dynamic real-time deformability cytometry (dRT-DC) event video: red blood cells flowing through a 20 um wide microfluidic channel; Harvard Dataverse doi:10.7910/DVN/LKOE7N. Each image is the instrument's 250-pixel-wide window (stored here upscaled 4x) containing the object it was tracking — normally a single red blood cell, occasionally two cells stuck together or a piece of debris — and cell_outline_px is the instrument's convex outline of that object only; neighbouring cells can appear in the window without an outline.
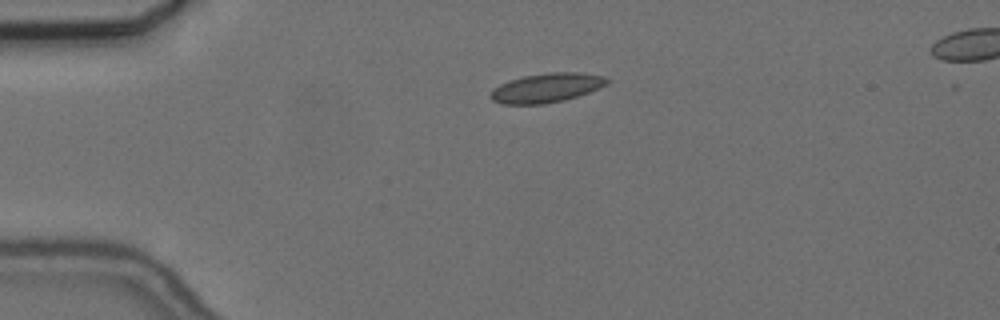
{"species": "common noctule bat (a hibernating species)", "species_latin": "Nyctalus noctula", "temperature_condition": "cold", "stored_images_in_passage": 44, "camera_frame_rate_fps": 3000, "um_per_image_px": 0.085, "animal": {"sex": "female", "body_mass_g": 24.6, "forearm_length_mm": 56.2}, "frame": {"image": 1, "passage_image": 1, "time_ms": 0.0, "image_size_px": [1000, 320], "cell_outline_px": [[608, 84], [600, 88], [564, 100], [544, 104], [500, 104], [492, 100], [488, 96], [500, 84], [524, 76], [548, 72], [580, 72], [604, 76], [608, 80]], "centroid_in_image_um": [46.47, 7.47], "position_along_channel_um": 38.5, "area_um2": 19.71}}
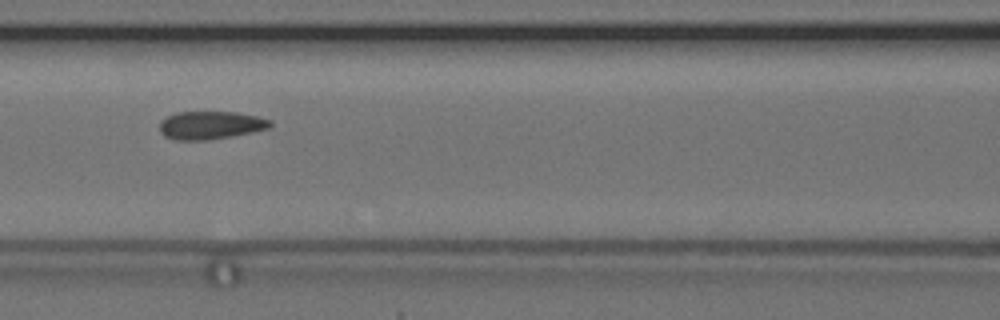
{"frame": {"image": 2, "passage_image": 13, "time_ms": 4.0, "image_size_px": [1000, 320], "cell_outline_px": [[272, 124], [268, 128], [252, 132], [232, 136], [208, 140], [176, 140], [164, 136], [160, 132], [160, 120], [176, 112], [236, 112], [256, 116], [272, 120]], "centroid_in_image_um": [17.88, 10.64], "position_along_channel_um": 148.7, "area_um2": 18.09}}
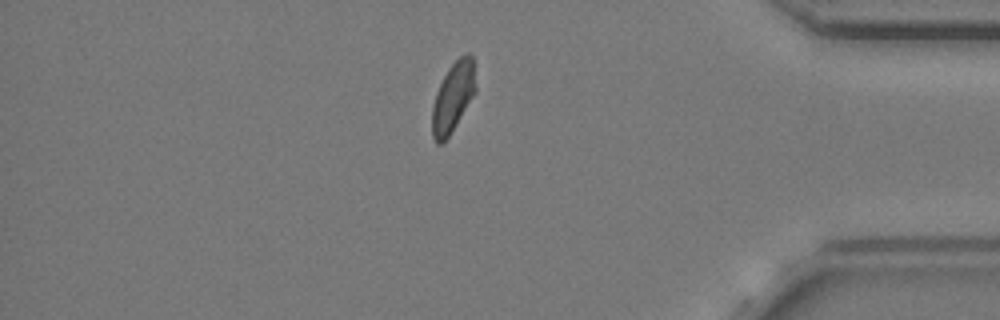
{"frame": {"image": 3, "passage_image": 36, "time_ms": 11.667, "image_size_px": [1000, 320], "cell_outline_px": [[476, 92], [448, 136], [440, 144], [436, 144], [432, 136], [432, 104], [436, 92], [448, 68], [460, 56], [468, 52], [472, 56], [476, 88]], "centroid_in_image_um": [38.49, 8.24], "position_along_channel_um": 396.7, "area_um2": 17.46}, "authors_computed_cell_mechanics": {"area_um2": 18.2937, "velocity_mm_per_s": 3.6437, "shape_relaxation_time_tau1_ms": null, "shape_relaxation_time_tau2_ms": 0.9615, "deformation_change_tau1": null, "deformation_change_tau2": 0.0577}}